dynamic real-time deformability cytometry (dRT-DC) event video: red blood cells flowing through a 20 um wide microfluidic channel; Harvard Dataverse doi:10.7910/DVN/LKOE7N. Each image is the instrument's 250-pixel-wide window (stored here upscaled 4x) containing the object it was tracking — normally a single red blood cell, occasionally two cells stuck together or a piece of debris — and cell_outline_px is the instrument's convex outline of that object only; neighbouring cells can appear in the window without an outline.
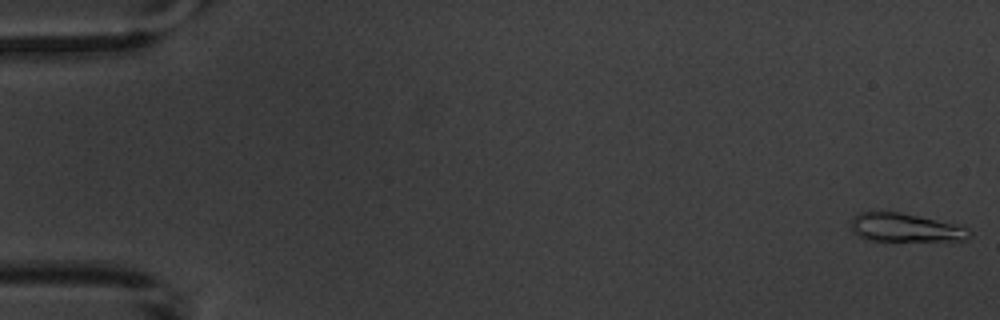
{"species": "common noctule bat (a hibernating species)", "species_latin": "Nyctalus noctula", "temperature_condition": "warm", "stored_images_in_passage": 5, "camera_frame_rate_fps": 3000, "um_per_image_px": 0.085, "animal": {"sex": "male", "body_mass_g": 20.1, "forearm_length_mm": 53.5}, "frame": {"image": 1, "passage_image": 1, "time_ms": 0.0, "image_size_px": [1000, 320], "cell_outline_px": [[972, 236], [964, 240], [868, 240], [852, 232], [852, 216], [860, 212], [900, 212], [964, 224], [972, 232]], "centroid_in_image_um": [77.04, 19.33], "position_along_channel_um": 8.0, "area_um2": 19.88}}